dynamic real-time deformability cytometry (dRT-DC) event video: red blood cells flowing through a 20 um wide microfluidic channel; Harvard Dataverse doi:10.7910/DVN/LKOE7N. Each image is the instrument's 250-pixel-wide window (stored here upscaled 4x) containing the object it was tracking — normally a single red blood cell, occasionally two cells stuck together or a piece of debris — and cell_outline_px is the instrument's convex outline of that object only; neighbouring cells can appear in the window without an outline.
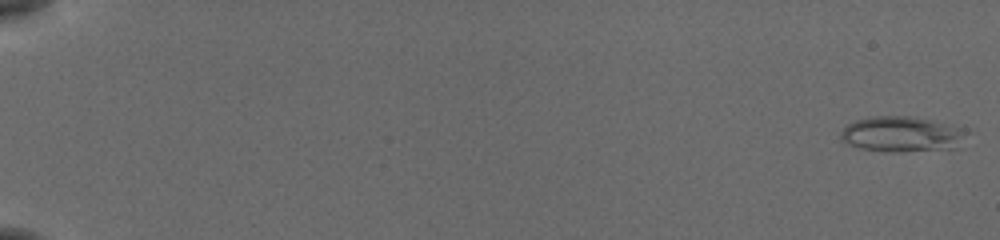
{"species": "common noctule bat (a hibernating species)", "species_latin": "Nyctalus noctula", "temperature_condition": "cold", "stored_images_in_passage": 57, "segment_of_instrument_passage": [1, 2], "camera_frame_rate_fps": 3000, "um_per_image_px": 0.085, "animal": {"sex": "female", "body_mass_g": 19.5, "forearm_length_mm": 54.1}, "frame": {"image": 1, "passage_image": 1, "time_ms": 0.0, "image_size_px": [1000, 240], "cell_outline_px": [[960, 136], [952, 148], [896, 152], [888, 152], [860, 148], [848, 144], [840, 140], [840, 132], [848, 124], [856, 120], [872, 116], [908, 116], [928, 120], [940, 124], [956, 132]], "centroid_in_image_um": [76.33, 11.42], "position_along_channel_um": 8.7, "area_um2": 24.33}}
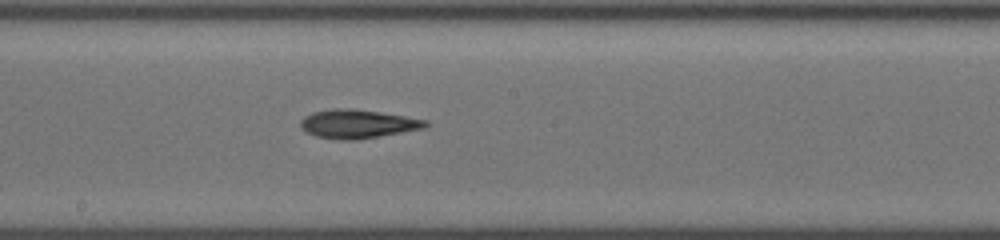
{"frame": {"image": 2, "passage_image": 33, "time_ms": 10.667, "image_size_px": [1000, 240], "cell_outline_px": [[428, 124], [424, 128], [356, 140], [340, 140], [316, 136], [300, 128], [300, 120], [304, 116], [312, 112], [332, 108], [352, 108], [380, 112], [428, 120]], "centroid_in_image_um": [30.36, 10.52], "position_along_channel_um": 217.8, "area_um2": 20.87}}
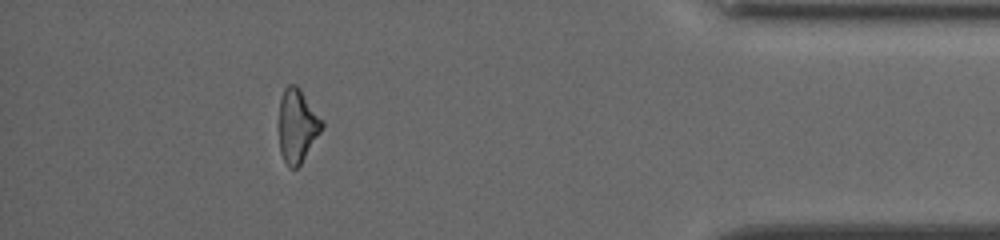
{"frame": {"image": 3, "passage_image": 51, "time_ms": 16.667, "image_size_px": [1000, 240], "cell_outline_px": [[324, 124], [320, 132], [300, 164], [296, 168], [288, 168], [280, 152], [280, 100], [284, 88], [288, 84], [296, 84], [300, 88], [324, 120]], "centroid_in_image_um": [25.28, 10.65], "position_along_channel_um": 409.9, "area_um2": 18.26}}